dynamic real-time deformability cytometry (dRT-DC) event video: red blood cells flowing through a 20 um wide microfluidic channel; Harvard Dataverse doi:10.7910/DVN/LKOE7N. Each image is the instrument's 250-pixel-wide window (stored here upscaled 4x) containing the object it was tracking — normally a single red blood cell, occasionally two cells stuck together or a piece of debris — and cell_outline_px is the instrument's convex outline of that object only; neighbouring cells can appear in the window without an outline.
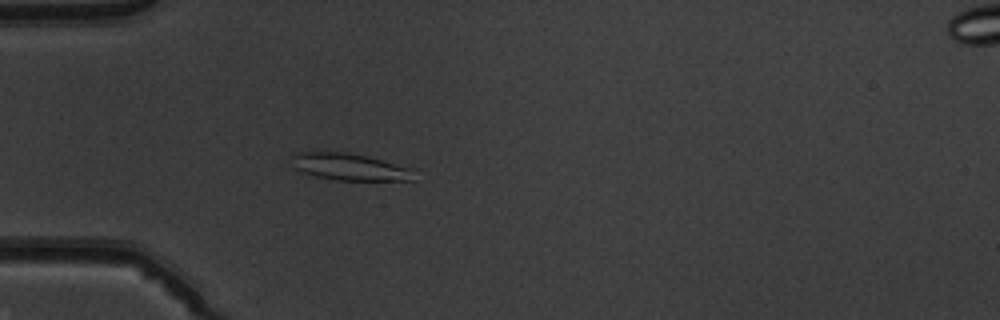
{"species": "common noctule bat (a hibernating species)", "species_latin": "Nyctalus noctula", "temperature_condition": "warm", "stored_images_in_passage": 51, "camera_frame_rate_fps": 3000, "um_per_image_px": 0.085, "animal": {"sex": "male", "body_mass_g": 19.5, "forearm_length_mm": 54.6}, "frame": {"image": 1, "passage_image": 16, "time_ms": 5.0, "image_size_px": [1000, 320], "cell_outline_px": [[416, 180], [336, 180], [316, 176], [304, 172], [296, 168], [292, 156], [292, 152], [316, 148], [348, 152], [416, 168]], "centroid_in_image_um": [29.72, 14.13], "position_along_channel_um": 55.3, "area_um2": 20.06}}
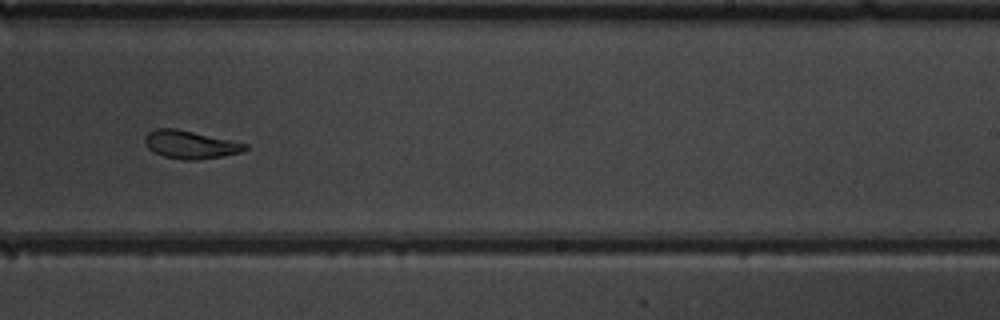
{"frame": {"image": 2, "passage_image": 33, "time_ms": 10.667, "image_size_px": [1000, 320], "cell_outline_px": [[248, 148], [240, 152], [220, 156], [196, 160], [184, 160], [164, 156], [152, 152], [144, 144], [144, 136], [148, 132], [156, 128], [176, 128], [248, 144]], "centroid_in_image_um": [16.11, 12.28], "position_along_channel_um": 272.9, "area_um2": 16.3}}
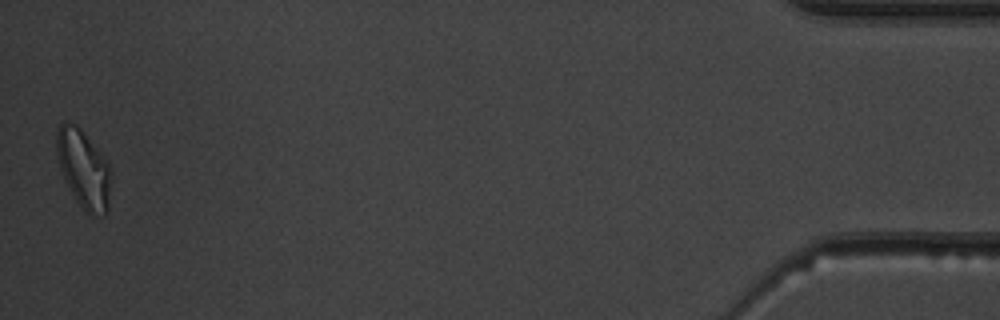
{"frame": {"image": 3, "passage_image": 51, "time_ms": 16.667, "image_size_px": [1000, 320], "cell_outline_px": [[112, 176], [108, 212], [104, 216], [88, 212], [76, 200], [60, 168], [56, 152], [56, 132], [60, 124], [64, 120], [76, 124], [80, 128], [100, 152], [108, 164], [112, 172]], "centroid_in_image_um": [7.12, 14.33], "position_along_channel_um": 428.1, "area_um2": 24.62}, "authors_computed_cell_mechanics": {"area_um2": 18.9006, "velocity_mm_per_s": 4.0151, "shape_relaxation_time_tau1_ms": 8.2085, "shape_relaxation_time_tau2_ms": 2.1262, "deformation_change_tau1": 0.1776, "deformation_change_tau2": 0.0667}}